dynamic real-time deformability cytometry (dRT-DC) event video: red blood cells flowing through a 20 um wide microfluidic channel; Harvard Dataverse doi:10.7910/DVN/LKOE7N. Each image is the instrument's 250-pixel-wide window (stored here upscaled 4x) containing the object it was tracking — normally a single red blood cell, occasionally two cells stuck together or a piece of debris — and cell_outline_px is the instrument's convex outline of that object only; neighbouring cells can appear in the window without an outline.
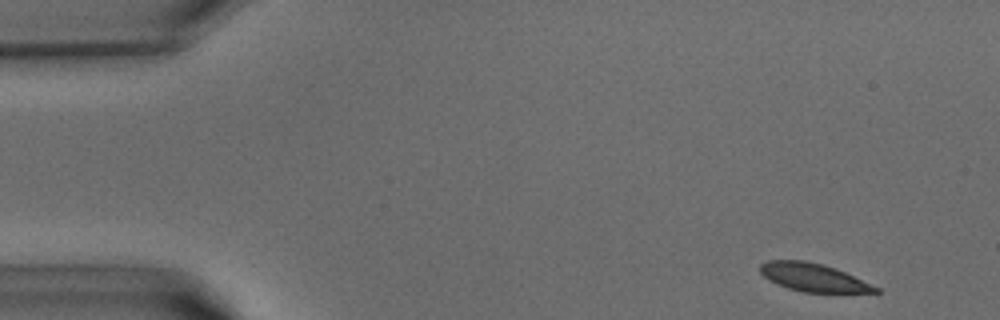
{"species": "common noctule bat (a hibernating species)", "species_latin": "Nyctalus noctula", "temperature_condition": "warm", "stored_images_in_passage": 38, "camera_frame_rate_fps": 3000, "um_per_image_px": 0.085, "animal": {"sex": "male", "body_mass_g": 15.6}, "frame": {"image": 1, "passage_image": 1, "time_ms": 0.0, "image_size_px": [1000, 320], "cell_outline_px": [[880, 292], [804, 292], [788, 288], [764, 276], [760, 272], [760, 264], [768, 260], [804, 260], [824, 264], [836, 268], [880, 288]], "centroid_in_image_um": [69.14, 23.56], "position_along_channel_um": 15.9, "area_um2": 18.61}}
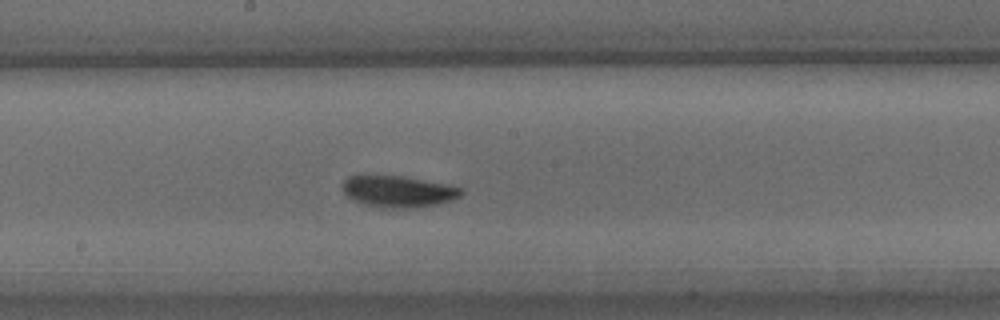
{"frame": {"image": 2, "passage_image": 19, "time_ms": 6.0, "image_size_px": [1000, 320], "cell_outline_px": [[464, 192], [460, 196], [452, 200], [436, 204], [412, 208], [388, 208], [364, 204], [348, 196], [340, 188], [344, 180], [348, 176], [360, 172], [400, 176], [444, 184], [460, 188]], "centroid_in_image_um": [33.74, 16.23], "position_along_channel_um": 214.5, "area_um2": 22.08}}
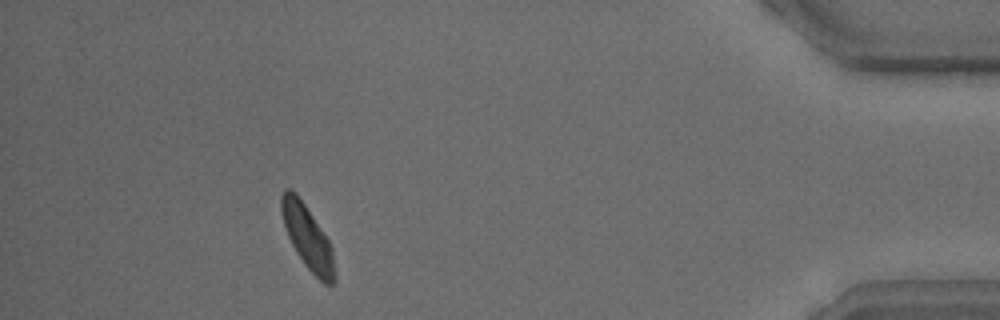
{"frame": {"image": 3, "passage_image": 34, "time_ms": 11.0, "image_size_px": [1000, 320], "cell_outline_px": [[336, 284], [324, 284], [304, 264], [296, 252], [288, 236], [280, 212], [280, 196], [284, 188], [292, 188], [296, 192], [328, 240], [332, 248], [336, 276]], "centroid_in_image_um": [26.12, 20.16], "position_along_channel_um": 409.1, "area_um2": 19.71}}